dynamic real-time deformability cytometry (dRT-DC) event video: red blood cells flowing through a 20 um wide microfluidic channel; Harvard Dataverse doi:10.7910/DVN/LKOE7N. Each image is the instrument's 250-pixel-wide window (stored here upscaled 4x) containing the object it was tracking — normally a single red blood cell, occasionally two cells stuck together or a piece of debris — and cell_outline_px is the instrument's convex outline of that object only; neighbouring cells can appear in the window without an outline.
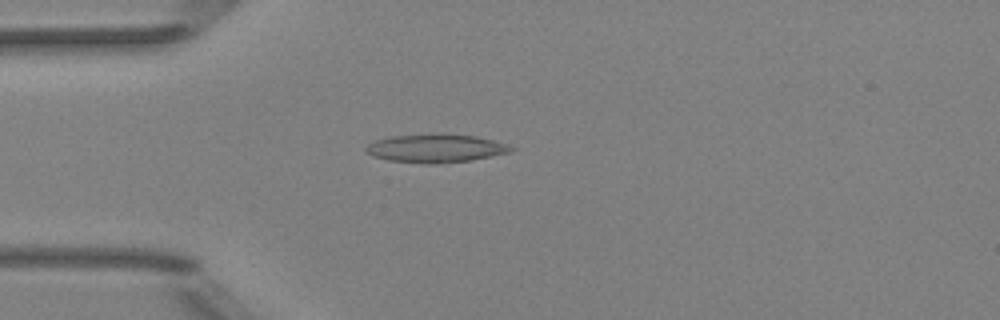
{"species": "Egyptian fruit bat (a non-hibernating species)", "species_latin": "Rousettus aegyptiacus", "temperature_condition": "room temperature", "stored_images_in_passage": 5, "camera_frame_rate_fps": 3000, "um_per_image_px": 0.085, "animal": {"sex": "female"}, "frame": {"image": 1, "passage_image": 4, "time_ms": 4.333, "image_size_px": [1000, 320], "cell_outline_px": [[516, 148], [512, 152], [472, 160], [432, 164], [424, 164], [388, 160], [372, 156], [364, 152], [364, 148], [368, 144], [376, 140], [392, 136], [436, 132], [476, 136], [508, 144]], "centroid_in_image_um": [37.03, 12.59], "position_along_channel_um": 48.0, "area_um2": 24.51}}